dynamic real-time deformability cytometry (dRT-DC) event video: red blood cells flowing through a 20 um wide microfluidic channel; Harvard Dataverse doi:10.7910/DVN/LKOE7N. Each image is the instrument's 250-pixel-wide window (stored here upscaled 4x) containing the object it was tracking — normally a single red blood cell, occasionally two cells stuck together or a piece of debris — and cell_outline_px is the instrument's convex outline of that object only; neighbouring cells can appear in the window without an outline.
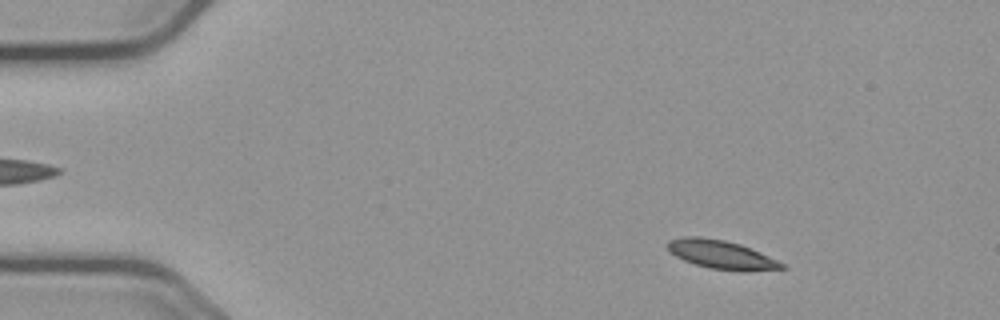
{"species": "common noctule bat (a hibernating species)", "species_latin": "Nyctalus noctula", "temperature_condition": "cold", "stored_images_in_passage": 56, "camera_frame_rate_fps": 3000, "um_per_image_px": 0.085, "animal": {"sex": "male", "body_mass_g": 23.1, "forearm_length_mm": 52.7}, "frame": {"image": 1, "passage_image": 7, "time_ms": 2.0, "image_size_px": [1000, 320], "cell_outline_px": [[788, 268], [744, 272], [708, 268], [684, 260], [676, 256], [664, 244], [668, 240], [684, 236], [700, 236], [724, 240], [740, 244], [760, 252], [784, 264]], "centroid_in_image_um": [61.3, 21.64], "position_along_channel_um": 23.7, "area_um2": 19.13}}
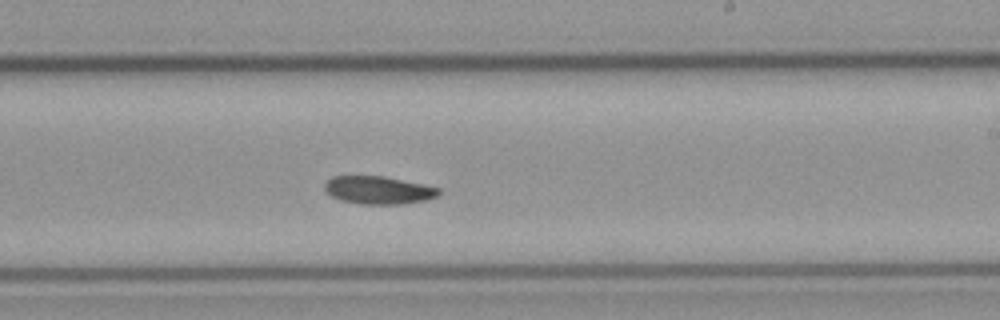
{"frame": {"image": 2, "passage_image": 33, "time_ms": 10.667, "image_size_px": [1000, 320], "cell_outline_px": [[440, 192], [436, 196], [428, 200], [404, 204], [360, 204], [340, 200], [332, 196], [324, 188], [324, 184], [332, 176], [384, 176], [424, 184], [440, 188]], "centroid_in_image_um": [32.19, 16.16], "position_along_channel_um": 256.8, "area_um2": 18.61}}
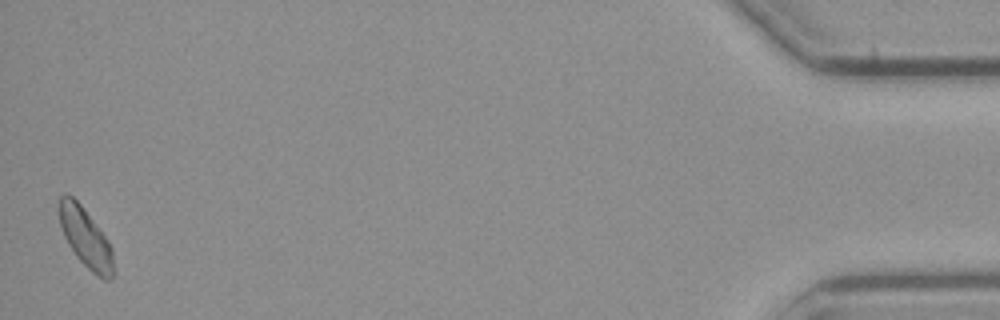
{"frame": {"image": 3, "passage_image": 55, "time_ms": 18.0, "image_size_px": [1000, 320], "cell_outline_px": [[112, 280], [104, 280], [96, 276], [76, 256], [68, 244], [64, 236], [60, 224], [60, 196], [64, 192], [72, 196], [80, 204], [108, 240], [112, 248]], "centroid_in_image_um": [7.27, 20.22], "position_along_channel_um": 427.9, "area_um2": 18.38}, "authors_computed_cell_mechanics": {"area_um2": 18.8139, "velocity_mm_per_s": 3.637, "shape_relaxation_time_tau1_ms": 3.939, "shape_relaxation_time_tau2_ms": null, "deformation_change_tau1": 0.0998, "deformation_change_tau2": null}}